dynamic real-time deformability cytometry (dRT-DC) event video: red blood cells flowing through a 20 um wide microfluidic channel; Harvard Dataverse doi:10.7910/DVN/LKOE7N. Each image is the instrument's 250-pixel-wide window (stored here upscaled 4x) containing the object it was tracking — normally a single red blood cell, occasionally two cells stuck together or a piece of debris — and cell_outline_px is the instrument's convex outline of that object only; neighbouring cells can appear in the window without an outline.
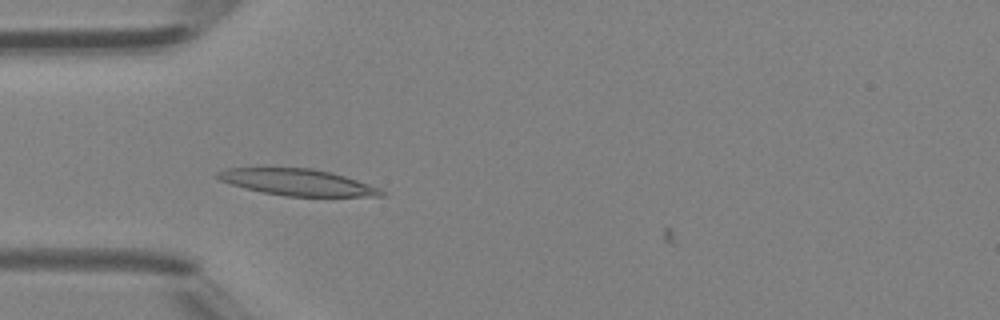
{"species": "Egyptian fruit bat (a non-hibernating species)", "species_latin": "Rousettus aegyptiacus", "temperature_condition": "room temperature", "stored_images_in_passage": 37, "camera_frame_rate_fps": 3000, "um_per_image_px": 0.085, "animal": {"sex": "female"}, "frame": {"image": 1, "passage_image": 11, "time_ms": 3.333, "image_size_px": [1000, 320], "cell_outline_px": [[388, 192], [384, 196], [284, 196], [244, 188], [220, 180], [216, 176], [216, 172], [228, 168], [312, 168], [332, 172], [380, 188]], "centroid_in_image_um": [25.31, 15.49], "position_along_channel_um": 59.7, "area_um2": 25.09}}
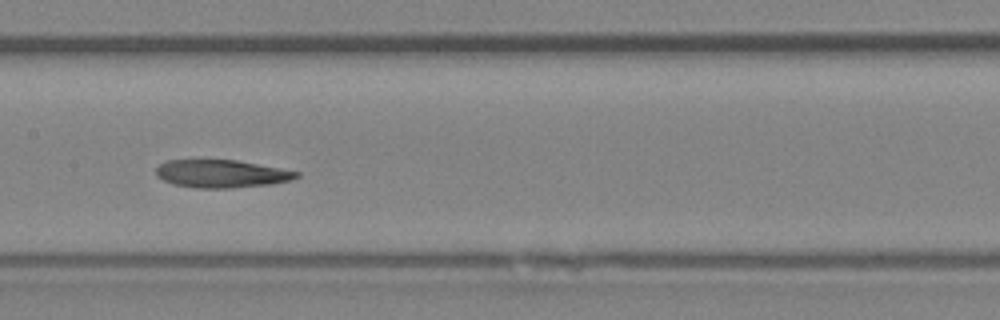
{"frame": {"image": 2, "passage_image": 20, "time_ms": 6.333, "image_size_px": [1000, 320], "cell_outline_px": [[300, 176], [288, 180], [272, 184], [232, 188], [196, 188], [172, 184], [156, 176], [156, 168], [160, 164], [168, 160], [236, 160], [280, 168], [300, 172]], "centroid_in_image_um": [18.81, 14.77], "position_along_channel_um": 188.6, "area_um2": 22.72}}
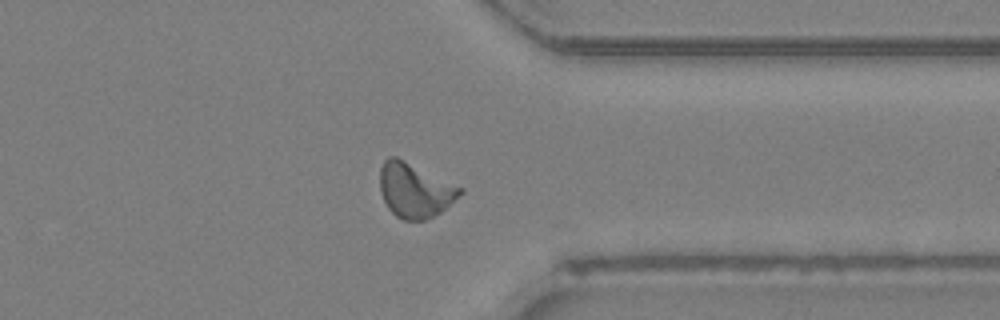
{"frame": {"image": 3, "passage_image": 33, "time_ms": 10.667, "image_size_px": [1000, 320], "cell_outline_px": [[464, 192], [440, 212], [424, 220], [404, 220], [396, 216], [388, 208], [380, 192], [380, 168], [384, 160], [388, 156], [396, 156], [464, 188]], "centroid_in_image_um": [35.25, 16.16], "position_along_channel_um": 376.2, "area_um2": 25.37}, "authors_computed_cell_mechanics": {"area_um2": 23.0044, "velocity_mm_per_s": 4.4114, "shape_relaxation_time_tau1_ms": null, "shape_relaxation_time_tau2_ms": 9.378, "deformation_change_tau1": null, "deformation_change_tau2": 0.2014}}